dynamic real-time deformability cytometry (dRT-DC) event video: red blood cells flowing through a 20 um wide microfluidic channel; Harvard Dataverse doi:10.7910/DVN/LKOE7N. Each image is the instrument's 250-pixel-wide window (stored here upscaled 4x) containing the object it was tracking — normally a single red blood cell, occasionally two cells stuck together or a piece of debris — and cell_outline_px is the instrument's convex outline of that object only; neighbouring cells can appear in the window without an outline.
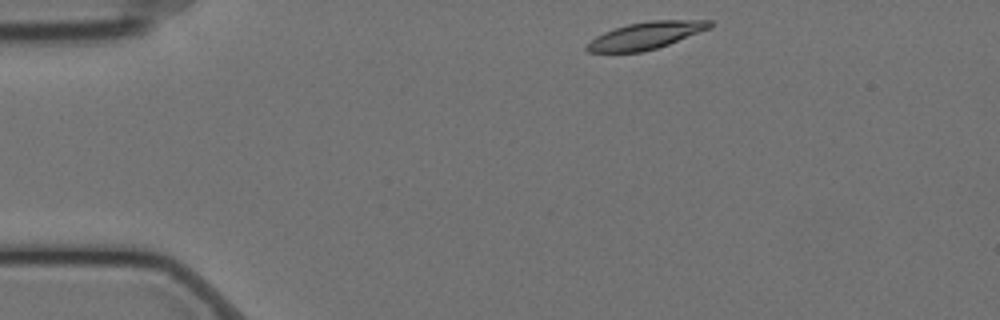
{"species": "Egyptian fruit bat (a non-hibernating species)", "species_latin": "Rousettus aegyptiacus", "temperature_condition": "cold", "stored_images_in_passage": 49, "camera_frame_rate_fps": 3000, "um_per_image_px": 0.085, "animal": {"sex": "female"}, "frame": {"image": 1, "passage_image": 1, "time_ms": 0.0, "image_size_px": [1000, 320], "cell_outline_px": [[712, 24], [708, 28], [668, 44], [656, 48], [640, 52], [588, 52], [584, 48], [596, 36], [604, 32], [628, 24], [648, 20], [712, 20]], "centroid_in_image_um": [54.86, 3.01], "position_along_channel_um": 30.1, "area_um2": 19.02}}
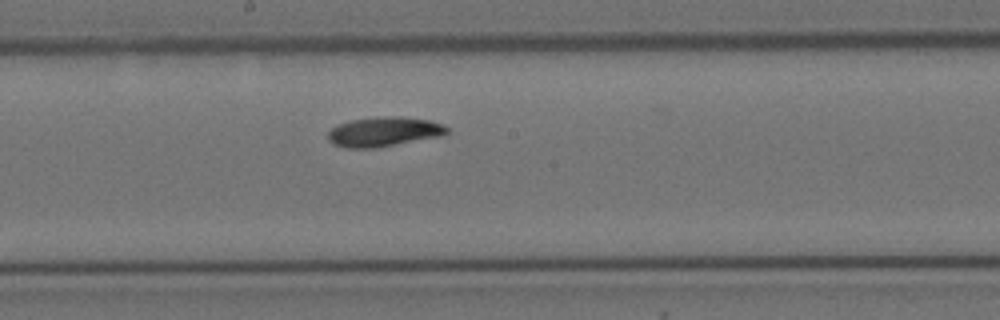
{"frame": {"image": 2, "passage_image": 22, "time_ms": 7.0, "image_size_px": [1000, 320], "cell_outline_px": [[448, 132], [440, 136], [376, 148], [348, 148], [336, 144], [328, 140], [328, 132], [332, 128], [348, 120], [384, 116], [400, 116], [428, 120], [444, 124], [448, 128]], "centroid_in_image_um": [32.64, 11.19], "position_along_channel_um": 215.6, "area_um2": 20.4}}
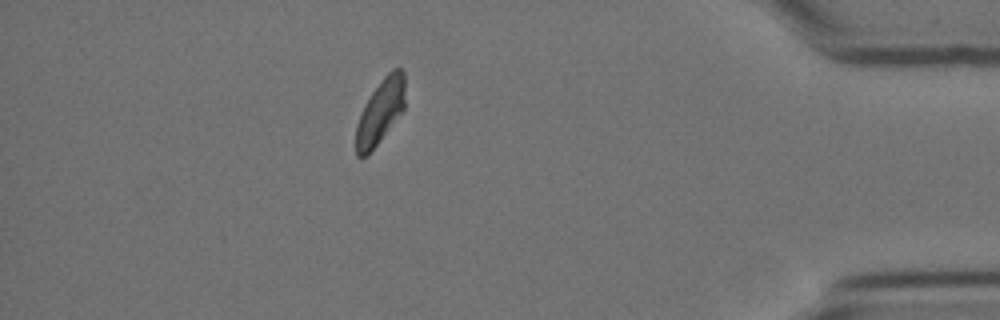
{"frame": {"image": 3, "passage_image": 42, "time_ms": 13.667, "image_size_px": [1000, 320], "cell_outline_px": [[404, 108], [376, 144], [364, 156], [356, 156], [356, 124], [364, 104], [372, 92], [384, 76], [392, 68], [400, 68], [404, 72]], "centroid_in_image_um": [32.31, 9.42], "position_along_channel_um": 402.9, "area_um2": 17.86}, "authors_computed_cell_mechanics": {"area_um2": 19.7676, "velocity_mm_per_s": 3.4468, "shape_relaxation_time_tau1_ms": 3.6446, "shape_relaxation_time_tau2_ms": null, "deformation_change_tau1": 0.1451, "deformation_change_tau2": null}}